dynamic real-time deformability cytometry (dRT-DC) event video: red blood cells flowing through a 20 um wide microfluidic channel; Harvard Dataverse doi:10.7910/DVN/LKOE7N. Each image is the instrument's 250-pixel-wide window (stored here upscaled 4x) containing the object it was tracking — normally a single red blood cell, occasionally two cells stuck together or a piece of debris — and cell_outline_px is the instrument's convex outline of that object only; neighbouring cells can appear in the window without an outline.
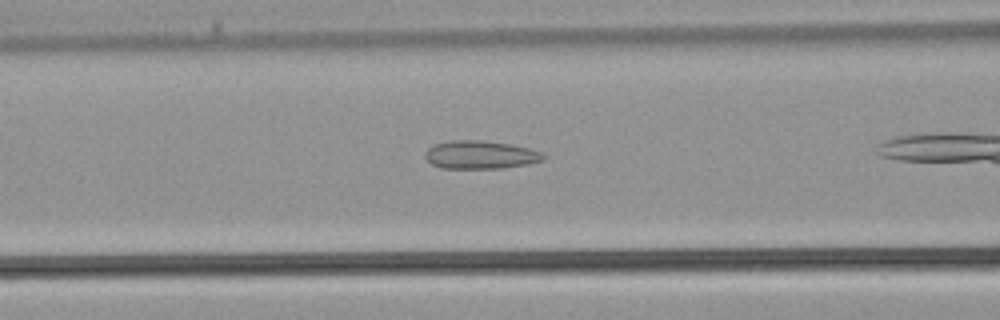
{"species": "common noctule bat (a hibernating species)", "species_latin": "Nyctalus noctula", "temperature_condition": "warm", "stored_images_in_passage": 18, "camera_frame_rate_fps": 3000, "um_per_image_px": 0.085, "animal": {"sex": "male", "body_mass_g": 21.5, "forearm_length_mm": 52.0}, "frame": {"image": 1, "passage_image": 6, "time_ms": 1.667, "image_size_px": [1000, 320], "cell_outline_px": [[544, 160], [528, 164], [504, 168], [440, 168], [432, 164], [424, 156], [424, 152], [432, 144], [448, 140], [480, 140], [512, 144], [528, 148], [540, 152], [544, 156]], "centroid_in_image_um": [40.79, 13.15], "position_along_channel_um": 125.8, "area_um2": 19.54}}
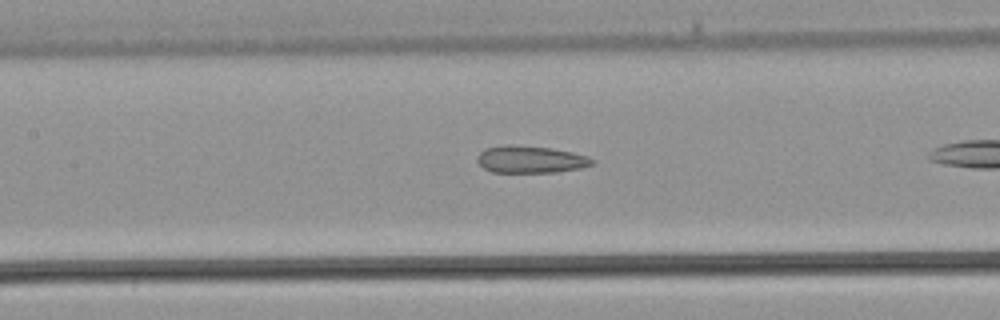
{"frame": {"image": 2, "passage_image": 8, "time_ms": 2.333, "image_size_px": [1000, 320], "cell_outline_px": [[596, 160], [592, 164], [580, 168], [556, 172], [492, 172], [484, 168], [476, 160], [476, 156], [484, 148], [508, 144], [552, 148], [572, 152], [588, 156]], "centroid_in_image_um": [45.08, 13.54], "position_along_channel_um": 162.3, "area_um2": 18.26}}
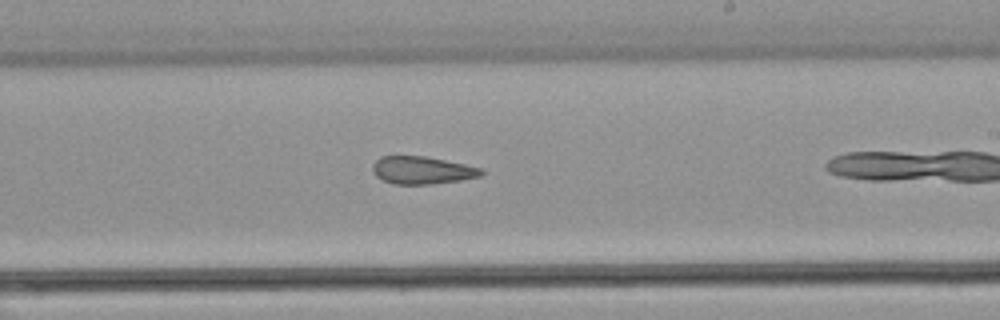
{"frame": {"image": 3, "passage_image": 13, "time_ms": 4.0, "image_size_px": [1000, 320], "cell_outline_px": [[484, 172], [480, 176], [460, 180], [432, 184], [392, 184], [376, 176], [372, 168], [372, 164], [380, 156], [424, 156], [484, 168]], "centroid_in_image_um": [35.88, 14.47], "position_along_channel_um": 253.1, "area_um2": 17.46}}